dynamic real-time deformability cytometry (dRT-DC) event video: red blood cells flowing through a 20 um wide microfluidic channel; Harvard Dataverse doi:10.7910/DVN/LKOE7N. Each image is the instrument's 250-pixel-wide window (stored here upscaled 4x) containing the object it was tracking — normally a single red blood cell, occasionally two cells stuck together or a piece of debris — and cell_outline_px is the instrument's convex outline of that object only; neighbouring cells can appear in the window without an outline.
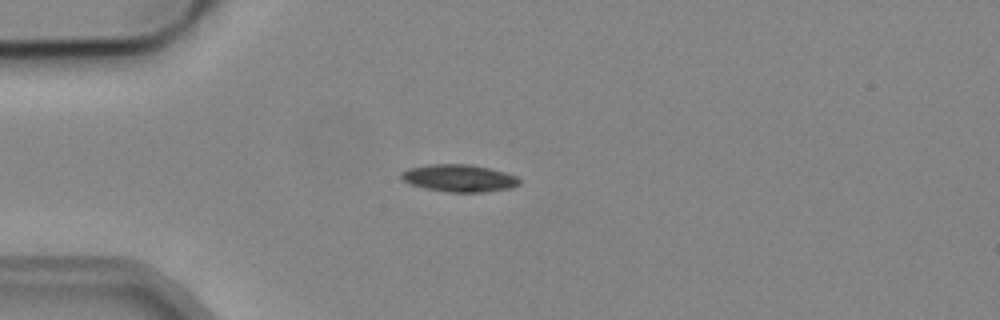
{"species": "common noctule bat (a hibernating species)", "species_latin": "Nyctalus noctula", "temperature_condition": "cold", "stored_images_in_passage": 8, "camera_frame_rate_fps": 3000, "um_per_image_px": 0.085, "animal": {"sex": "male", "body_mass_g": 19.2, "forearm_length_mm": 51.8}, "frame": {"image": 1, "passage_image": 3, "time_ms": 3.333, "image_size_px": [1000, 320], "cell_outline_px": [[520, 184], [512, 188], [484, 192], [448, 192], [424, 188], [412, 184], [404, 180], [400, 176], [400, 172], [408, 168], [428, 164], [468, 164], [488, 168], [504, 172], [516, 176], [520, 180]], "centroid_in_image_um": [39.02, 15.14], "position_along_channel_um": 46.0, "area_um2": 18.79}}
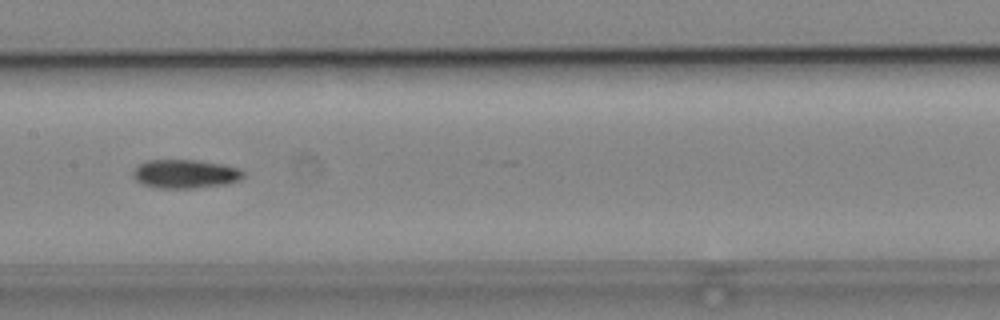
{"frame": {"image": 2, "passage_image": 7, "time_ms": 7.667, "image_size_px": [1000, 320], "cell_outline_px": [[244, 176], [236, 180], [224, 184], [188, 188], [160, 188], [144, 184], [136, 180], [132, 176], [132, 172], [144, 160], [196, 160], [224, 164], [240, 168], [244, 172]], "centroid_in_image_um": [15.73, 14.76], "position_along_channel_um": 191.7, "area_um2": 18.26}}
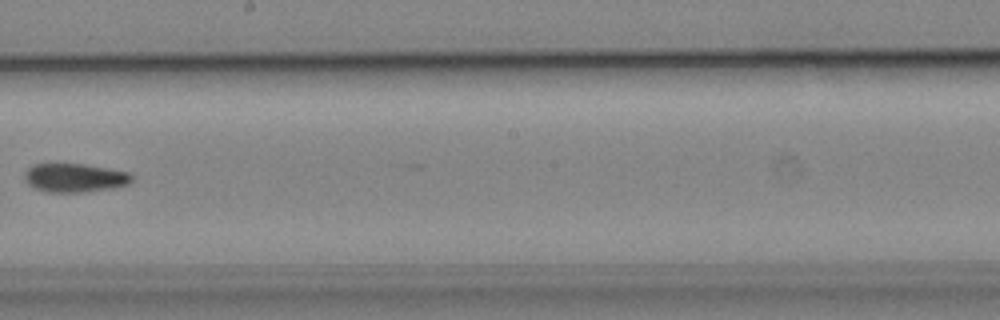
{"frame": {"image": 3, "passage_image": 8, "time_ms": 9.0, "image_size_px": [1000, 320], "cell_outline_px": [[132, 180], [128, 184], [116, 188], [84, 192], [48, 192], [36, 188], [28, 184], [24, 180], [24, 172], [32, 164], [84, 164], [128, 172], [132, 176]], "centroid_in_image_um": [6.34, 15.12], "position_along_channel_um": 241.9, "area_um2": 17.98}}